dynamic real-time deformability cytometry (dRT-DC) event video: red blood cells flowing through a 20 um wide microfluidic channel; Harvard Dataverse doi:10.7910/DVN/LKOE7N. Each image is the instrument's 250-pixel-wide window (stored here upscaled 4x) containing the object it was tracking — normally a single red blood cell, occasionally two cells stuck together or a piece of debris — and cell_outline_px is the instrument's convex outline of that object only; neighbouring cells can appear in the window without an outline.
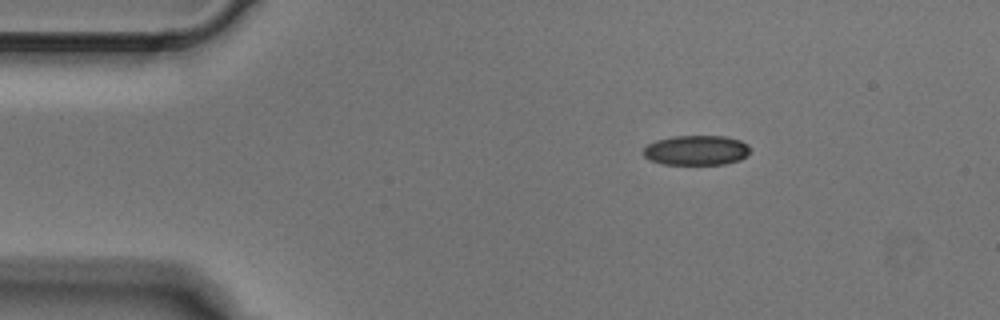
{"species": "Egyptian fruit bat (a non-hibernating species)", "species_latin": "Rousettus aegyptiacus", "temperature_condition": "cold", "stored_images_in_passage": 5, "camera_frame_rate_fps": 3000, "um_per_image_px": 0.085, "animal": {"sex": "male"}, "frame": {"image": 1, "passage_image": 1, "time_ms": 0.0, "image_size_px": [1000, 320], "cell_outline_px": [[748, 152], [740, 160], [724, 164], [664, 164], [648, 160], [640, 152], [648, 144], [656, 140], [672, 136], [724, 136], [740, 140], [748, 144]], "centroid_in_image_um": [59.13, 12.77], "position_along_channel_um": 25.9, "area_um2": 18.61}}
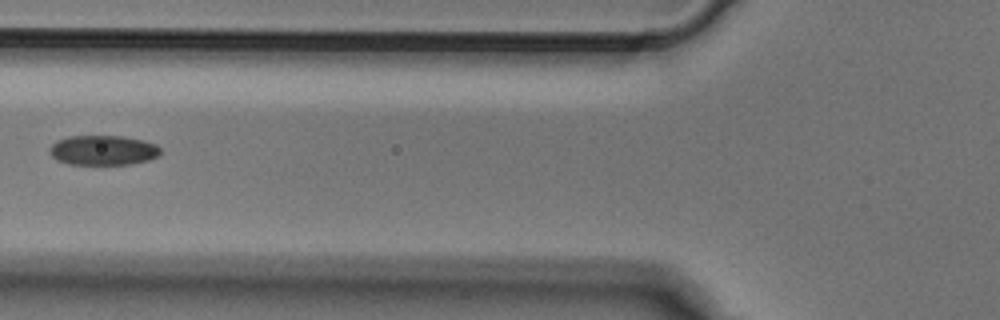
{"frame": {"image": 2, "passage_image": 4, "time_ms": 1.0, "image_size_px": [1000, 320], "cell_outline_px": [[160, 156], [148, 160], [132, 164], [68, 164], [56, 160], [52, 156], [48, 148], [56, 140], [68, 136], [124, 136], [144, 140], [156, 144], [160, 148]], "centroid_in_image_um": [8.76, 12.76], "position_along_channel_um": 117.0, "area_um2": 19.48}}
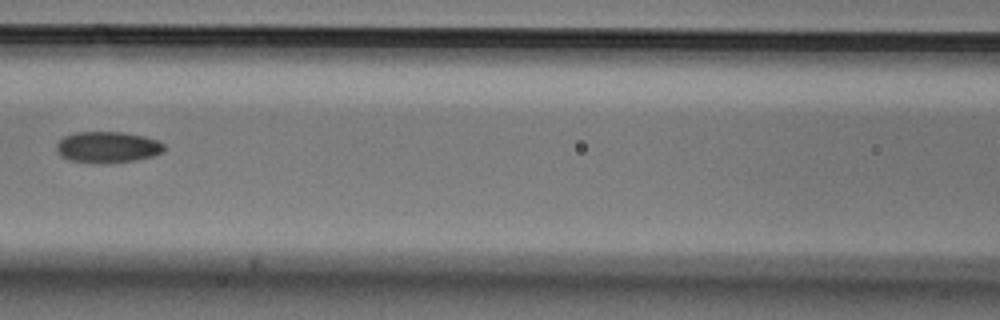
{"frame": {"image": 3, "passage_image": 5, "time_ms": 1.333, "image_size_px": [1000, 320], "cell_outline_px": [[164, 152], [152, 156], [136, 160], [108, 164], [96, 164], [68, 160], [60, 156], [56, 152], [56, 144], [64, 136], [76, 132], [120, 132], [144, 136], [156, 140], [164, 144]], "centroid_in_image_um": [9.11, 12.53], "position_along_channel_um": 157.5, "area_um2": 19.88}}